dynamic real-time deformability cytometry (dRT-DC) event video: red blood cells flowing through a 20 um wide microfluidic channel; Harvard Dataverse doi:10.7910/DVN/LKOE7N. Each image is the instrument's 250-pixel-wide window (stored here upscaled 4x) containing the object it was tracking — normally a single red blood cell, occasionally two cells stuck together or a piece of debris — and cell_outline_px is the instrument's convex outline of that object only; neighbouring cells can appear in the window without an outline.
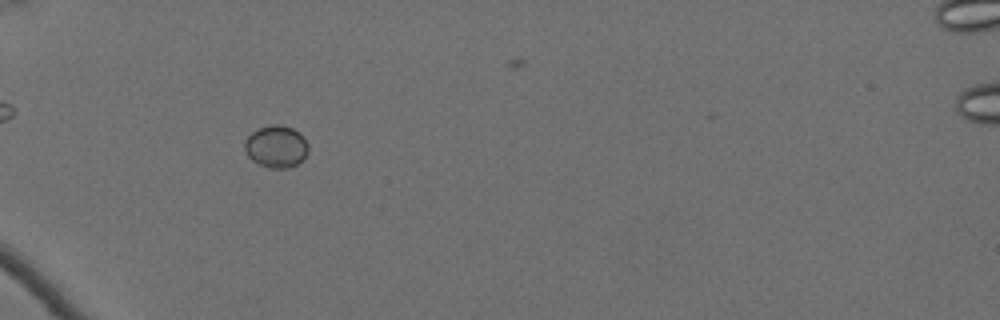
{"species": "Egyptian fruit bat (a non-hibernating species)", "species_latin": "Rousettus aegyptiacus", "temperature_condition": "cold", "stored_images_in_passage": 41, "camera_frame_rate_fps": 3000, "um_per_image_px": 0.085, "animal": {"sex": "female"}, "frame": {"image": 1, "passage_image": 2, "time_ms": 0.333, "image_size_px": [1000, 320], "cell_outline_px": [[308, 152], [296, 164], [288, 168], [268, 168], [252, 160], [248, 156], [244, 148], [244, 144], [248, 136], [252, 132], [260, 128], [272, 124], [280, 124], [292, 128], [300, 132], [308, 144]], "centroid_in_image_um": [23.48, 12.45], "position_along_channel_um": 61.5, "area_um2": 15.55}}
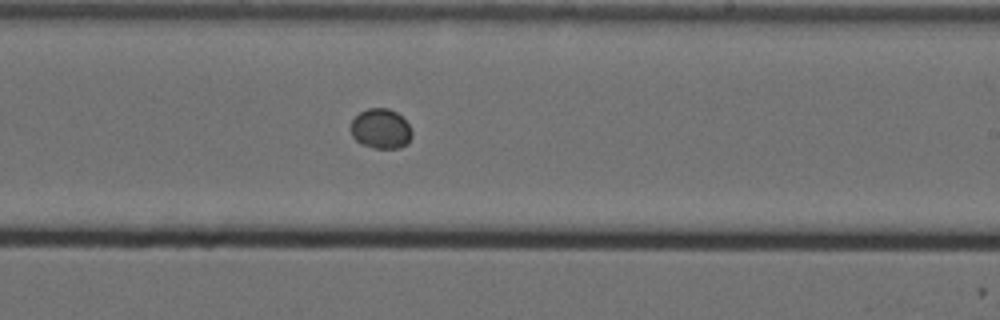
{"frame": {"image": 2, "passage_image": 20, "time_ms": 6.333, "image_size_px": [1000, 320], "cell_outline_px": [[412, 136], [408, 144], [400, 148], [372, 148], [360, 144], [352, 136], [348, 128], [352, 120], [360, 112], [368, 108], [388, 108], [396, 112], [408, 124], [412, 132]], "centroid_in_image_um": [32.34, 10.96], "position_along_channel_um": 256.7, "area_um2": 14.45}}
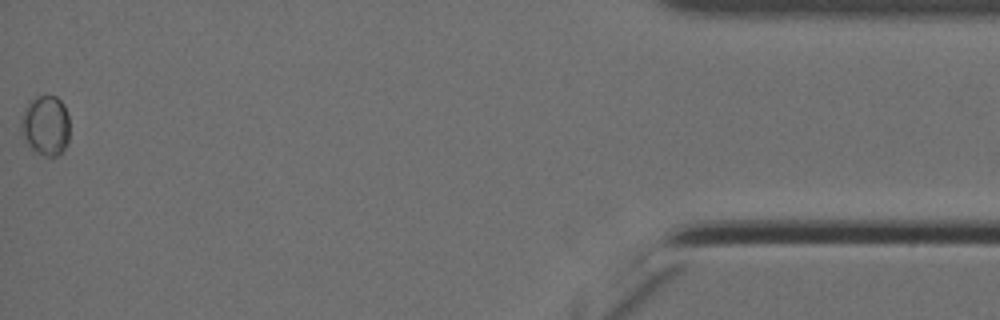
{"frame": {"image": 3, "passage_image": 41, "time_ms": 13.333, "image_size_px": [1000, 320], "cell_outline_px": [[68, 140], [64, 148], [56, 156], [44, 156], [32, 152], [24, 140], [20, 132], [20, 116], [28, 100], [36, 96], [56, 96], [64, 104], [68, 116]], "centroid_in_image_um": [3.81, 10.66], "position_along_channel_um": 431.4, "area_um2": 17.46}}